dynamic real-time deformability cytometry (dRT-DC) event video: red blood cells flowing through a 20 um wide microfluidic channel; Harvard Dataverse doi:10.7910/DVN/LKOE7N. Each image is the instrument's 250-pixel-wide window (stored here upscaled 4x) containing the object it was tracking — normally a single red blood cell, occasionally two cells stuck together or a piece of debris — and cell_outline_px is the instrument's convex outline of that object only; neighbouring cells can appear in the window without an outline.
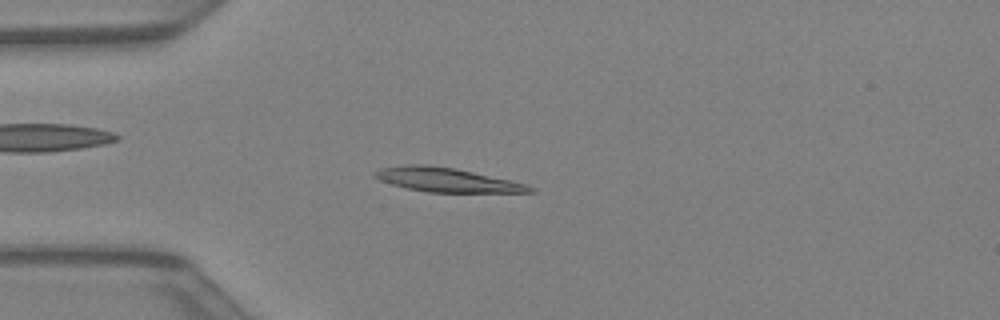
{"species": "Egyptian fruit bat (a non-hibernating species)", "species_latin": "Rousettus aegyptiacus", "temperature_condition": "warm", "stored_images_in_passage": 40, "camera_frame_rate_fps": 3000, "um_per_image_px": 0.085, "animal": {"sex": "female"}, "frame": {"image": 1, "passage_image": 9, "time_ms": 2.667, "image_size_px": [1000, 320], "cell_outline_px": [[536, 192], [428, 192], [408, 188], [392, 184], [380, 180], [372, 176], [372, 172], [380, 168], [404, 164], [428, 164], [456, 168], [512, 180], [528, 184], [536, 188]], "centroid_in_image_um": [37.99, 15.27], "position_along_channel_um": 47.0, "area_um2": 22.02}}
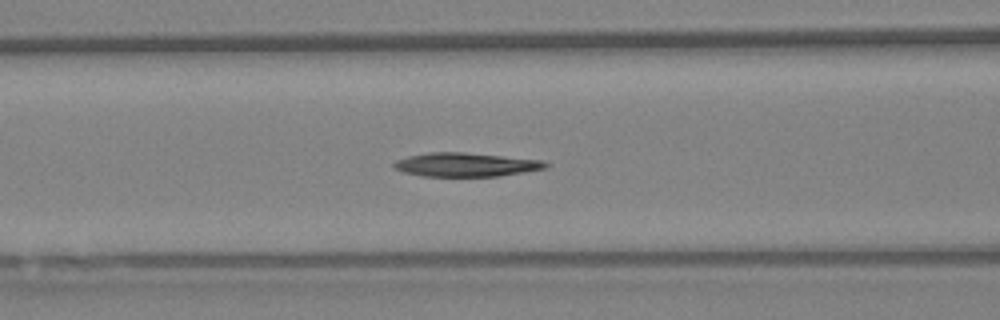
{"frame": {"image": 2, "passage_image": 15, "time_ms": 4.667, "image_size_px": [1000, 320], "cell_outline_px": [[548, 168], [500, 176], [424, 176], [404, 172], [392, 168], [392, 164], [396, 160], [408, 156], [428, 152], [464, 152], [544, 160], [548, 164]], "centroid_in_image_um": [39.59, 13.99], "position_along_channel_um": 127.0, "area_um2": 21.15}}
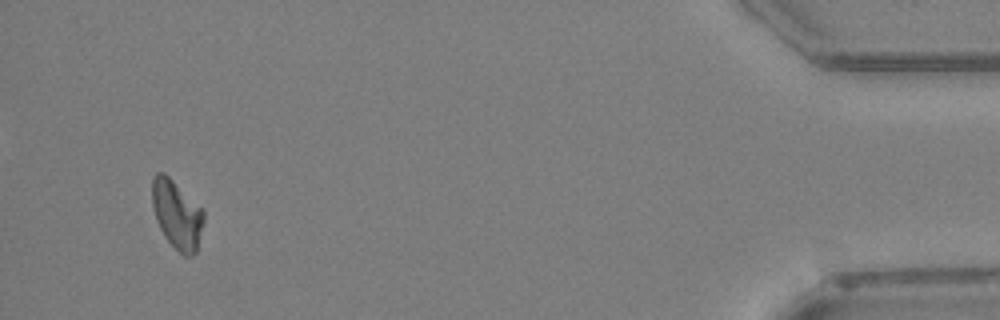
{"frame": {"image": 3, "passage_image": 38, "time_ms": 12.333, "image_size_px": [1000, 320], "cell_outline_px": [[204, 224], [196, 252], [192, 256], [184, 256], [164, 236], [156, 220], [152, 204], [152, 180], [156, 172], [164, 172], [204, 208]], "centroid_in_image_um": [15.06, 18.21], "position_along_channel_um": 420.1, "area_um2": 20.81}}